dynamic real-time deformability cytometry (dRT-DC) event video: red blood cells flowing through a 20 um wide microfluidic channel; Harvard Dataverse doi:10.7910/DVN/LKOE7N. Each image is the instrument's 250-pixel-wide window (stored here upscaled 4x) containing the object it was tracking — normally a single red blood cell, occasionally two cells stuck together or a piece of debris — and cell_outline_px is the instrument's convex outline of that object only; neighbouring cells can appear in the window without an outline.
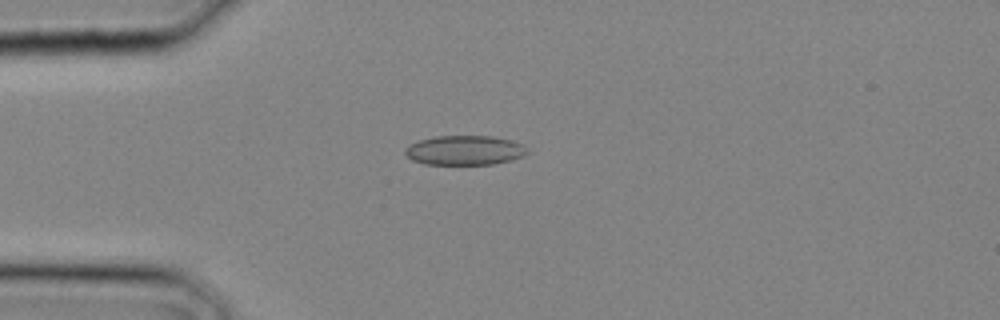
{"species": "common noctule bat (a hibernating species)", "species_latin": "Nyctalus noctula", "temperature_condition": "cold", "stored_images_in_passage": 10, "camera_frame_rate_fps": 3000, "um_per_image_px": 0.085, "animal": {"sex": "male", "body_mass_g": 20.4}, "frame": {"image": 1, "passage_image": 7, "time_ms": 2.0, "image_size_px": [1000, 320], "cell_outline_px": [[532, 152], [524, 156], [512, 160], [492, 164], [424, 164], [412, 160], [404, 152], [404, 148], [420, 140], [436, 136], [492, 136], [512, 140], [524, 144]], "centroid_in_image_um": [39.58, 12.77], "position_along_channel_um": 45.4, "area_um2": 21.21}}
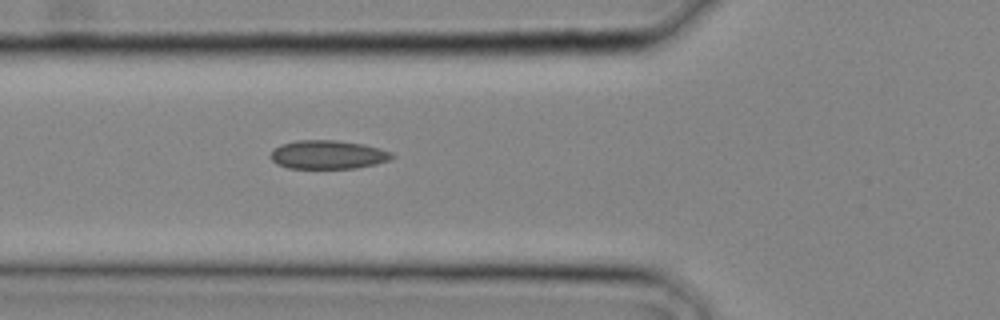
{"frame": {"image": 2, "passage_image": 10, "time_ms": 3.0, "image_size_px": [1000, 320], "cell_outline_px": [[396, 156], [388, 160], [376, 164], [356, 168], [288, 168], [276, 164], [268, 156], [272, 148], [280, 144], [296, 140], [336, 140], [364, 144], [380, 148], [392, 152]], "centroid_in_image_um": [27.84, 13.14], "position_along_channel_um": 98.0, "area_um2": 20.58}}